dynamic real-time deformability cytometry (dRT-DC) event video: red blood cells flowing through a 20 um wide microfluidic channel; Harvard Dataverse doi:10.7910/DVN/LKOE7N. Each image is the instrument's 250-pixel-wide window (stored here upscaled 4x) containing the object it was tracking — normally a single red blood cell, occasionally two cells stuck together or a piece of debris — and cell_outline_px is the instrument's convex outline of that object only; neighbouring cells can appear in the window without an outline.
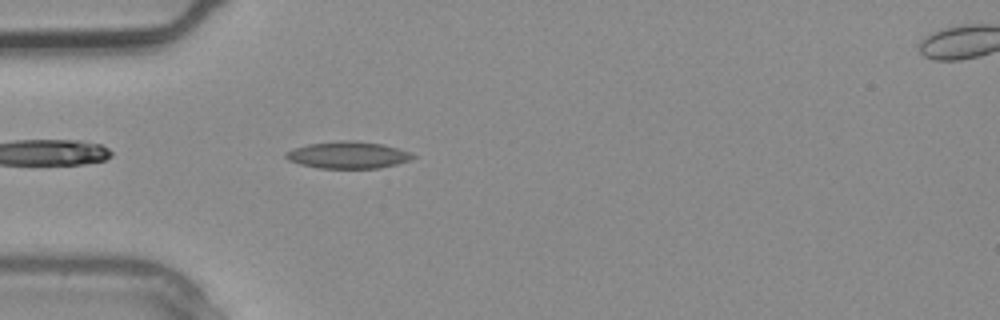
{"species": "common noctule bat (a hibernating species)", "species_latin": "Nyctalus noctula", "temperature_condition": "warm", "stored_images_in_passage": 3, "camera_frame_rate_fps": 3000, "um_per_image_px": 0.085, "animal": {"sex": "male", "body_mass_g": 20.4}, "frame": {"image": 1, "passage_image": 2, "time_ms": 0.333, "image_size_px": [1000, 320], "cell_outline_px": [[416, 156], [408, 160], [396, 164], [380, 168], [320, 168], [300, 164], [288, 160], [284, 156], [284, 152], [292, 148], [308, 144], [340, 140], [352, 140], [384, 144], [412, 152]], "centroid_in_image_um": [29.56, 13.16], "position_along_channel_um": 55.4, "area_um2": 20.06}}